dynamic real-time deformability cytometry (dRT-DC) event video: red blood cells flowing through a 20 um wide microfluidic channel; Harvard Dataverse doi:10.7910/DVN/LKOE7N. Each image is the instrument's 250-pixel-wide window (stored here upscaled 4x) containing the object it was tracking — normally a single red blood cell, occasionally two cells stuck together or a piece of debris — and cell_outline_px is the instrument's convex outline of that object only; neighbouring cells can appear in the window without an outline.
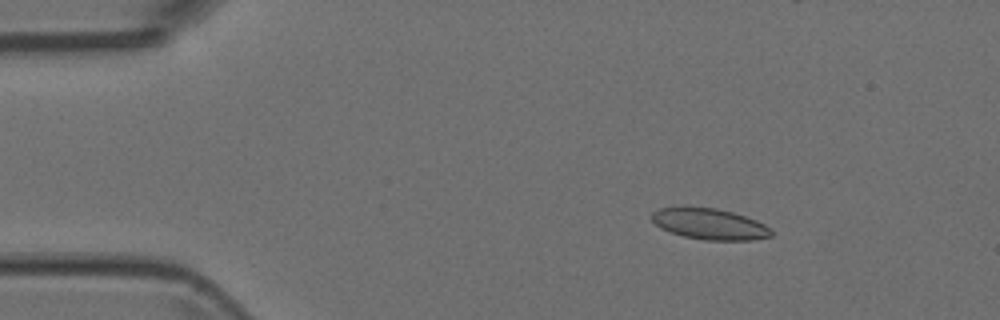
{"species": "Egyptian fruit bat (a non-hibernating species)", "species_latin": "Rousettus aegyptiacus", "temperature_condition": "room temperature", "stored_images_in_passage": 5, "camera_frame_rate_fps": 3000, "um_per_image_px": 0.085, "animal": {"sex": "female"}, "frame": {"image": 1, "passage_image": 3, "time_ms": 0.667, "image_size_px": [1000, 320], "cell_outline_px": [[772, 236], [752, 240], [704, 240], [684, 236], [660, 228], [652, 220], [652, 212], [660, 208], [716, 208], [732, 212], [756, 220], [764, 224], [772, 232]], "centroid_in_image_um": [60.33, 19.05], "position_along_channel_um": 24.7, "area_um2": 21.15}}